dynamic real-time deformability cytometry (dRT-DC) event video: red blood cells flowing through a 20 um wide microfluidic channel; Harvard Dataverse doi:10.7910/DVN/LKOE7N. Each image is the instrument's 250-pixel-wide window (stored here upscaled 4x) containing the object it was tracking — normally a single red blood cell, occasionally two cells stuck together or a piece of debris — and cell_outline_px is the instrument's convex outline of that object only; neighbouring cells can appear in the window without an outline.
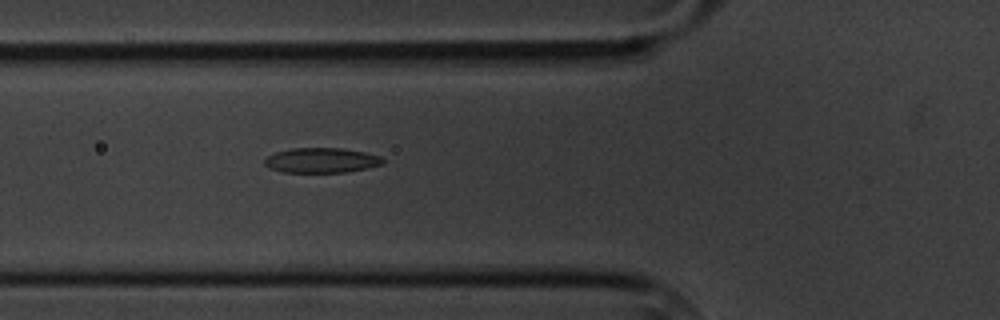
{"species": "common noctule bat (a hibernating species)", "species_latin": "Nyctalus noctula", "temperature_condition": "cold", "stored_images_in_passage": 3, "camera_frame_rate_fps": 3000, "um_per_image_px": 0.085, "animal": {"sex": "male", "body_mass_g": 20.1, "forearm_length_mm": 53.5}, "frame": {"image": 1, "passage_image": 3, "time_ms": 3.333, "image_size_px": [1000, 320], "cell_outline_px": [[384, 164], [344, 172], [284, 172], [268, 168], [264, 164], [264, 160], [268, 156], [276, 152], [292, 148], [344, 148], [364, 152], [380, 156], [384, 160]], "centroid_in_image_um": [27.3, 13.62], "position_along_channel_um": 98.5, "area_um2": 17.11}}